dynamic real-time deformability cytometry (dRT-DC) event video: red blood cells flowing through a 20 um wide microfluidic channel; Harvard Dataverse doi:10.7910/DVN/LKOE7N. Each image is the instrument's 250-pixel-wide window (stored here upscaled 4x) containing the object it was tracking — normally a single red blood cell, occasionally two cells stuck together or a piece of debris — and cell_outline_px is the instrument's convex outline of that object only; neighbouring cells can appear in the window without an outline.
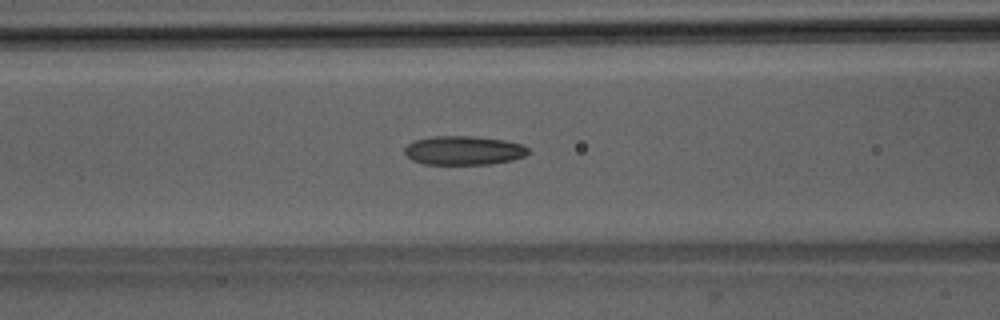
{"species": "Egyptian fruit bat (a non-hibernating species)", "species_latin": "Rousettus aegyptiacus", "temperature_condition": "room temperature", "stored_images_in_passage": 51, "segment_of_instrument_passage": [1, 2], "camera_frame_rate_fps": 3000, "um_per_image_px": 0.085, "animal": {"sex": "male"}, "frame": {"image": 1, "passage_image": 20, "time_ms": 6.333, "image_size_px": [1000, 320], "cell_outline_px": [[528, 152], [524, 156], [512, 160], [492, 164], [424, 164], [412, 160], [404, 152], [404, 148], [408, 144], [416, 140], [436, 136], [472, 136], [504, 140], [524, 144], [528, 148]], "centroid_in_image_um": [39.43, 12.79], "position_along_channel_um": 127.2, "area_um2": 20.81}}
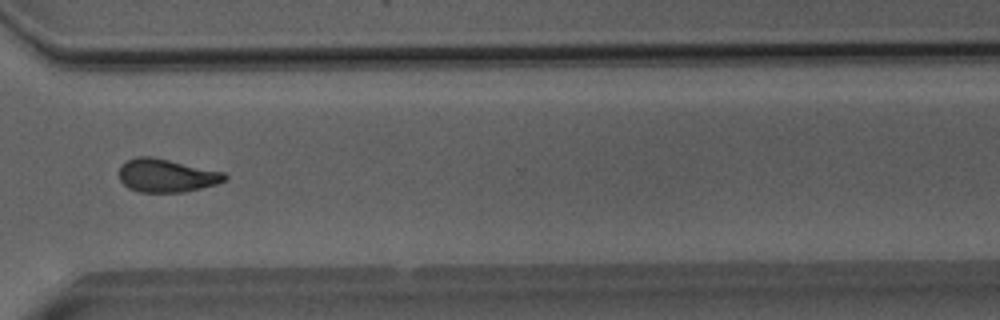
{"frame": {"image": 2, "passage_image": 37, "time_ms": 12.0, "image_size_px": [1000, 320], "cell_outline_px": [[228, 180], [216, 184], [184, 192], [140, 192], [128, 188], [120, 180], [120, 164], [136, 156], [152, 156], [224, 172], [228, 176]], "centroid_in_image_um": [14.16, 14.91], "position_along_channel_um": 356.4, "area_um2": 20.52}}
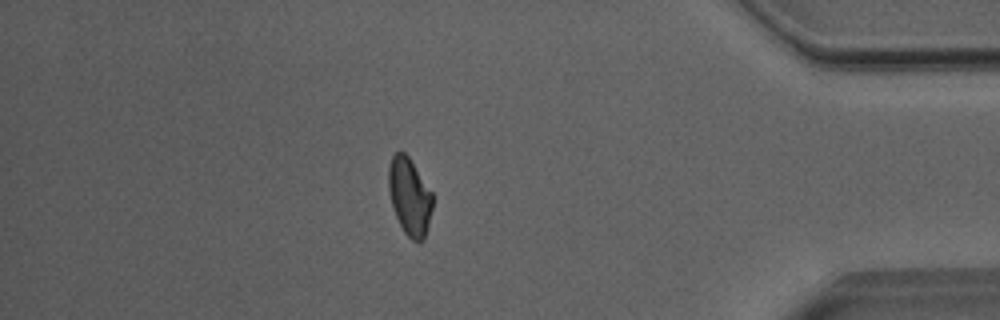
{"frame": {"image": 3, "passage_image": 43, "time_ms": 14.0, "image_size_px": [1000, 320], "cell_outline_px": [[432, 208], [424, 240], [420, 244], [412, 240], [404, 232], [392, 208], [388, 188], [388, 168], [392, 156], [396, 152], [404, 152], [408, 156], [432, 192]], "centroid_in_image_um": [34.8, 16.73], "position_along_channel_um": 400.4, "area_um2": 19.83}}